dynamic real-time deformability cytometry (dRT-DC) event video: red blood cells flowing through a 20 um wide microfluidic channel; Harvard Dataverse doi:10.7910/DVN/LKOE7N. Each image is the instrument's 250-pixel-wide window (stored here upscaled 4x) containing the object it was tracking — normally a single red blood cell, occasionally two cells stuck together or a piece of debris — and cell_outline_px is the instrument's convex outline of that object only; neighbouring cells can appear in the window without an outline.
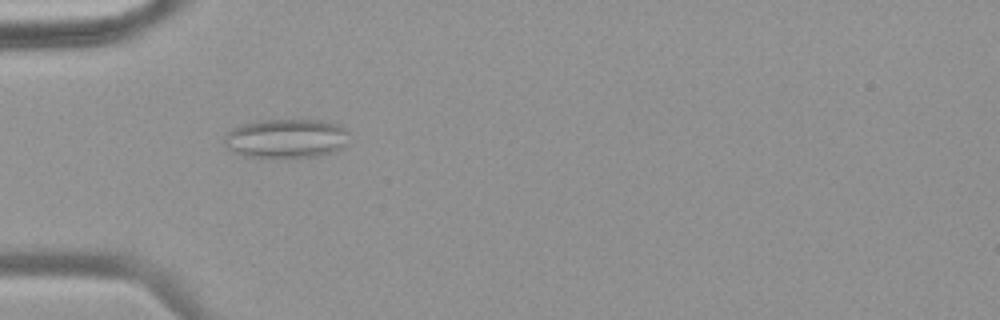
{"species": "common noctule bat (a hibernating species)", "species_latin": "Nyctalus noctula", "temperature_condition": "warm", "stored_images_in_passage": 46, "camera_frame_rate_fps": 3000, "um_per_image_px": 0.085, "animal": {"sex": "female", "body_mass_g": 18.4}, "frame": {"image": 1, "passage_image": 13, "time_ms": 4.0, "image_size_px": [1000, 320], "cell_outline_px": [[348, 144], [332, 152], [316, 156], [284, 160], [244, 156], [232, 152], [228, 148], [224, 140], [224, 136], [232, 128], [256, 120], [320, 120], [336, 124], [344, 128], [348, 132]], "centroid_in_image_um": [24.31, 11.8], "position_along_channel_um": 60.7, "area_um2": 29.19}}
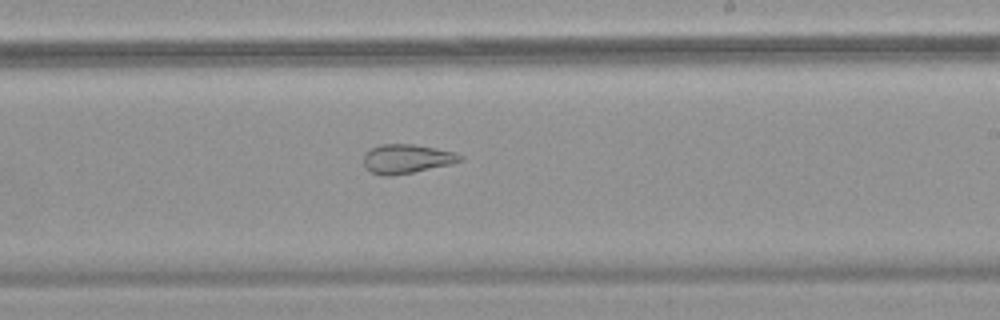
{"frame": {"image": 2, "passage_image": 27, "time_ms": 8.667, "image_size_px": [1000, 320], "cell_outline_px": [[464, 160], [452, 164], [412, 172], [388, 176], [384, 176], [372, 172], [364, 164], [364, 152], [380, 144], [412, 144], [436, 148], [452, 152], [464, 156]], "centroid_in_image_um": [34.59, 13.49], "position_along_channel_um": 254.4, "area_um2": 16.24}}
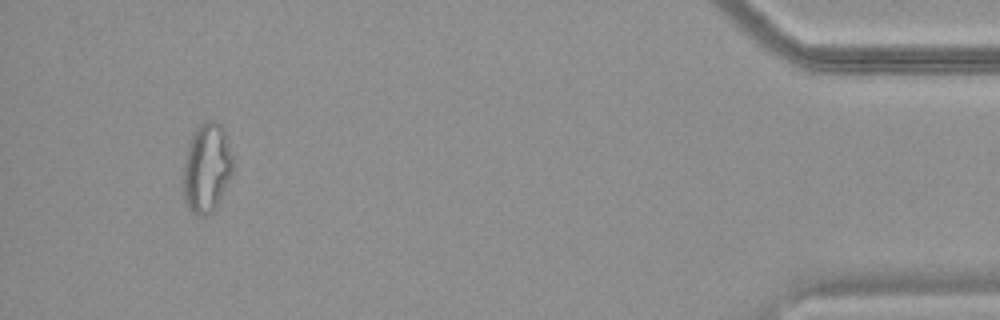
{"frame": {"image": 3, "passage_image": 43, "time_ms": 14.0, "image_size_px": [1000, 320], "cell_outline_px": [[236, 164], [232, 176], [216, 208], [208, 216], [200, 216], [192, 212], [188, 208], [184, 200], [184, 160], [188, 144], [192, 132], [204, 120], [216, 120], [224, 128]], "centroid_in_image_um": [17.62, 14.25], "position_along_channel_um": 417.6, "area_um2": 26.65}}